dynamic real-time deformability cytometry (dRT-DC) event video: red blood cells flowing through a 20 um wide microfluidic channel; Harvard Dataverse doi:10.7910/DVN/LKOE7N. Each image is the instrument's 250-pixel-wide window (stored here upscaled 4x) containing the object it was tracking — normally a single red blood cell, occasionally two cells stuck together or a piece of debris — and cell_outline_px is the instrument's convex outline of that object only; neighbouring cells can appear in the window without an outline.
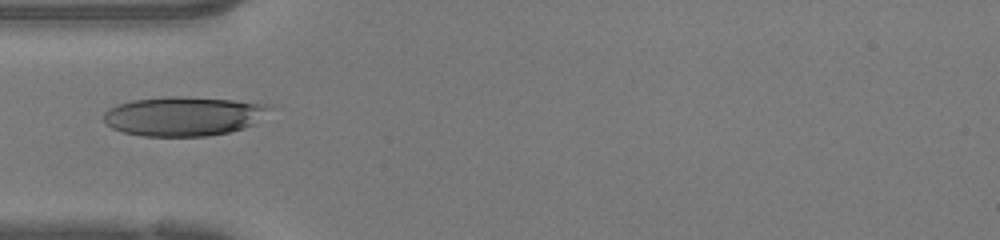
{"species": "human", "species_latin": "Homo sapiens", "temperature_condition": "warm", "stored_images_in_passage": 4, "camera_frame_rate_fps": 3000, "um_per_image_px": 0.085, "donor": {"sex": "female"}, "frame": {"image": 1, "passage_image": 1, "time_ms": 0.0, "image_size_px": [1000, 240], "cell_outline_px": [[276, 108], [252, 124], [244, 128], [228, 132], [208, 136], [144, 136], [124, 132], [112, 128], [104, 124], [104, 112], [120, 104], [132, 100], [168, 96], [180, 96], [232, 100], [272, 104]], "centroid_in_image_um": [15.65, 9.87], "position_along_channel_um": 69.3, "area_um2": 38.09}}